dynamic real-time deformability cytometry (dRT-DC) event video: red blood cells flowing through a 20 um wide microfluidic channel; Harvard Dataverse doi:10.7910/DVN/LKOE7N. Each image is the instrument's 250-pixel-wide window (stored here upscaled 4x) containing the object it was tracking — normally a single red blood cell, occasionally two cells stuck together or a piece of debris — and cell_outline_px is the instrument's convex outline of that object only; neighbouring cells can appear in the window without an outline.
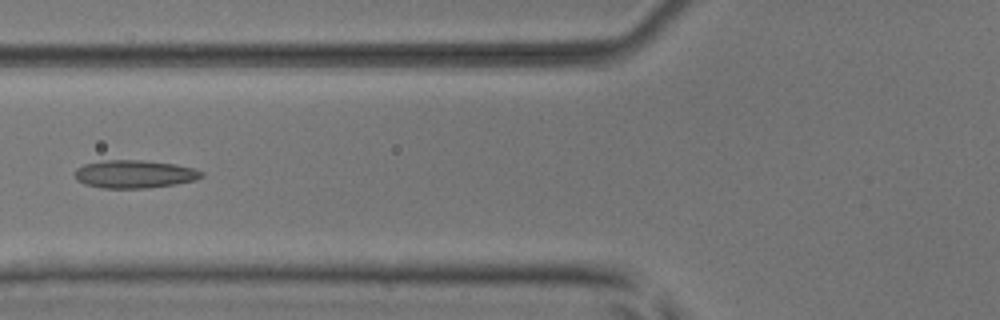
{"species": "common noctule bat (a hibernating species)", "species_latin": "Nyctalus noctula", "temperature_condition": "room temperature", "stored_images_in_passage": 5, "camera_frame_rate_fps": 3000, "um_per_image_px": 0.085, "animal": {"sex": "male", "body_mass_g": 17.9, "forearm_length_mm": 54.2}, "frame": {"image": 1, "passage_image": 4, "time_ms": 4.667, "image_size_px": [1000, 320], "cell_outline_px": [[204, 176], [196, 180], [148, 188], [100, 188], [84, 184], [76, 180], [76, 168], [84, 164], [104, 160], [144, 160], [176, 164], [192, 168], [204, 172]], "centroid_in_image_um": [11.42, 14.79], "position_along_channel_um": 114.4, "area_um2": 20.69}}
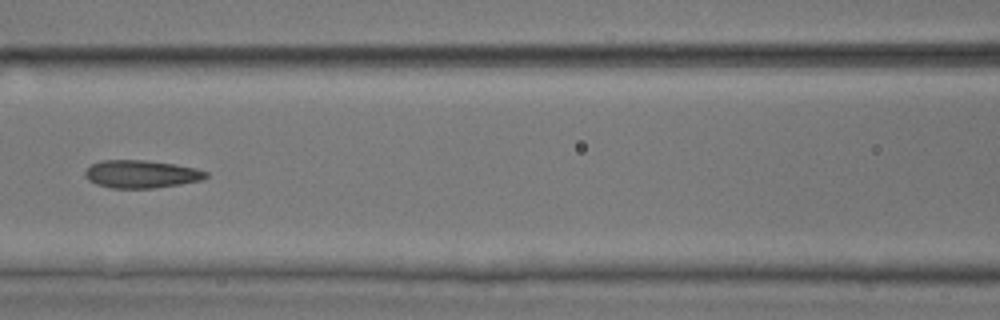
{"frame": {"image": 2, "passage_image": 5, "time_ms": 5.667, "image_size_px": [1000, 320], "cell_outline_px": [[208, 176], [200, 180], [180, 184], [152, 188], [112, 188], [96, 184], [88, 180], [84, 176], [84, 172], [92, 164], [100, 160], [144, 160], [176, 164], [196, 168], [208, 172]], "centroid_in_image_um": [11.99, 14.79], "position_along_channel_um": 154.6, "area_um2": 19.59}}